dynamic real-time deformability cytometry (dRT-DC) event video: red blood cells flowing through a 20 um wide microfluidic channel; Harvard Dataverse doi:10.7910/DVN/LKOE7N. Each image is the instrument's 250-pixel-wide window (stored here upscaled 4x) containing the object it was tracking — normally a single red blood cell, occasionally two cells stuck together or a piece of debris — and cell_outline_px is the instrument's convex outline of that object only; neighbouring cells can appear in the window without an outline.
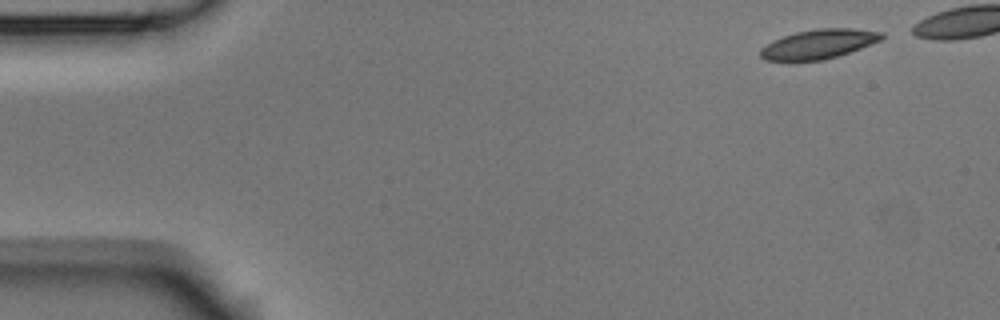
{"species": "Egyptian fruit bat (a non-hibernating species)", "species_latin": "Rousettus aegyptiacus", "temperature_condition": "room temperature", "stored_images_in_passage": 5, "camera_frame_rate_fps": 3000, "um_per_image_px": 0.085, "animal": {"sex": "male"}, "frame": {"image": 1, "passage_image": 1, "time_ms": 0.0, "image_size_px": [1000, 320], "cell_outline_px": [[884, 36], [880, 40], [860, 48], [824, 60], [764, 60], [760, 56], [760, 48], [772, 40], [796, 32], [820, 28], [852, 28], [884, 32]], "centroid_in_image_um": [69.57, 3.73], "position_along_channel_um": 15.4, "area_um2": 20.52}}